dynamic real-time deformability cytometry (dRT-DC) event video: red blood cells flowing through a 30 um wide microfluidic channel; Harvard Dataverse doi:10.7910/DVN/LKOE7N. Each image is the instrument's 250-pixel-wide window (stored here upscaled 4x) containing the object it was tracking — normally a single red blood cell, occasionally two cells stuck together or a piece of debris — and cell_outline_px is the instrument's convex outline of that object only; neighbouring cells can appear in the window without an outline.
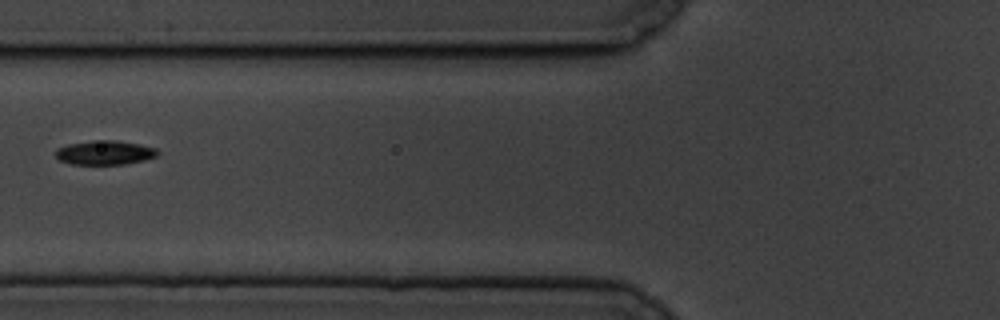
{"species": "common noctule bat (a hibernating species)", "species_latin": "Nyctalus noctula", "temperature_condition": "cold", "stored_images_in_passage": 7, "camera_frame_rate_fps": 3000, "um_per_image_px": 0.085, "animal": {"sex": "male", "body_mass_g": 19.5, "forearm_length_mm": 54.6}, "frame": {"image": 1, "passage_image": 7, "time_ms": 7.667, "image_size_px": [1000, 320], "cell_outline_px": [[160, 152], [156, 156], [144, 160], [124, 164], [72, 164], [60, 160], [56, 156], [56, 148], [68, 144], [92, 140], [116, 140], [140, 144], [156, 148]], "centroid_in_image_um": [8.92, 12.96], "position_along_channel_um": 116.9, "area_um2": 14.39}}